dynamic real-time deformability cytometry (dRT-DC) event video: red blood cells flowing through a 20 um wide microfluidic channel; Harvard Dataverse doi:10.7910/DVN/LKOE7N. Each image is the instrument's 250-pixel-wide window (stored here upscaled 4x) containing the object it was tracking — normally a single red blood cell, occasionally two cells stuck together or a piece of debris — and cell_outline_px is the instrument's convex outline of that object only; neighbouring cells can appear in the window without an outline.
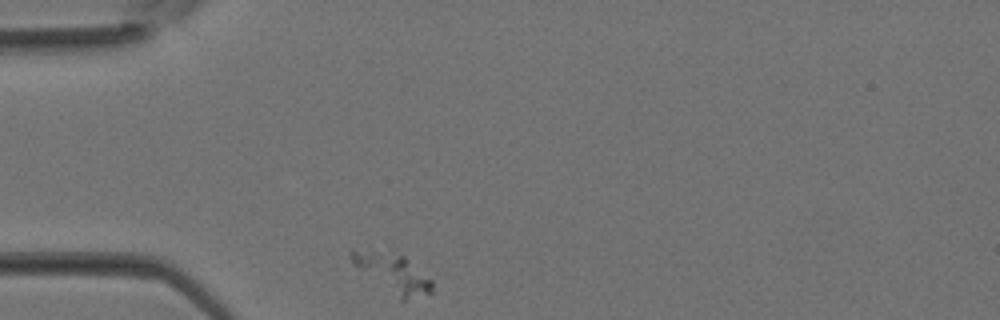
{"species": "Egyptian fruit bat (a non-hibernating species)", "species_latin": "Rousettus aegyptiacus", "temperature_condition": "room temperature", "stored_images_in_passage": 22, "camera_frame_rate_fps": 3000, "um_per_image_px": 0.085, "animal": {"sex": "female"}, "frame": {"image": 1, "passage_image": 1, "time_ms": 0.0, "image_size_px": [1000, 320], "cell_outline_px": [[432, 292], [404, 300], [400, 300], [352, 264], [348, 256], [348, 252], [352, 248], [388, 244], [404, 256], [432, 280]], "centroid_in_image_um": [33.26, 23.02], "position_along_channel_um": 51.7, "area_um2": 19.54}}
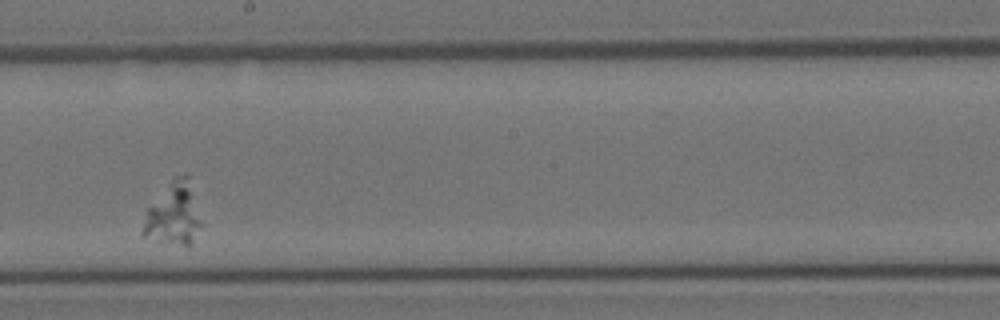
{"frame": {"image": 2, "passage_image": 13, "time_ms": 4.0, "image_size_px": [1000, 320], "cell_outline_px": [[204, 224], [192, 244], [188, 248], [140, 236], [140, 232], [148, 208], [176, 176], [188, 176]], "centroid_in_image_um": [14.8, 18.3], "position_along_channel_um": 233.4, "area_um2": 21.39}}
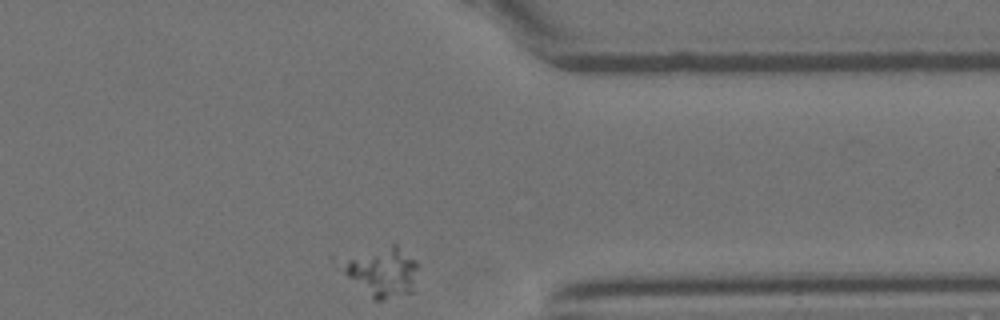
{"frame": {"image": 3, "passage_image": 22, "time_ms": 7.0, "image_size_px": [1000, 320], "cell_outline_px": [[416, 268], [412, 292], [380, 300], [376, 300], [348, 276], [332, 260], [332, 252], [392, 244], [396, 244], [416, 260]], "centroid_in_image_um": [32.22, 22.92], "position_along_channel_um": 379.2, "area_um2": 23.47}}